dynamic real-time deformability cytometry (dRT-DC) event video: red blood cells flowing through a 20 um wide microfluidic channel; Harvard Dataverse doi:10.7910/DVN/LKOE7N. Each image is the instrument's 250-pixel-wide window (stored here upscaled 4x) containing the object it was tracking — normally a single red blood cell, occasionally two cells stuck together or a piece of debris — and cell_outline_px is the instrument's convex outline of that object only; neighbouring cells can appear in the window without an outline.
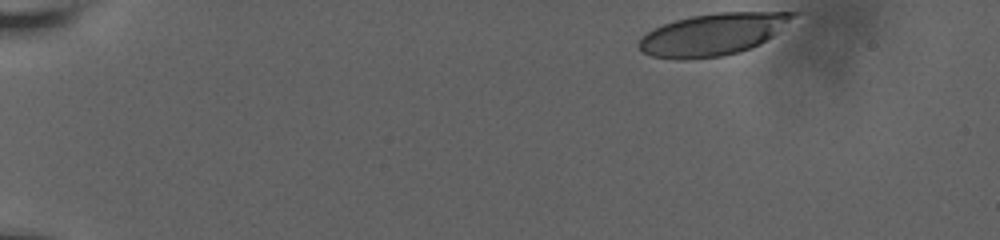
{"species": "human", "species_latin": "Homo sapiens", "temperature_condition": "room temperature", "stored_images_in_passage": 44, "camera_frame_rate_fps": 3000, "um_per_image_px": 0.085, "donor": {"sex": "male"}, "frame": {"image": 1, "passage_image": 1, "time_ms": 0.0, "image_size_px": [1000, 240], "cell_outline_px": [[800, 12], [796, 16], [772, 36], [760, 44], [752, 48], [740, 52], [720, 56], [684, 60], [680, 60], [652, 56], [644, 52], [636, 44], [648, 32], [664, 24], [676, 20], [692, 16], [716, 12]], "centroid_in_image_um": [60.61, 2.92], "position_along_channel_um": 24.4, "area_um2": 37.4}}
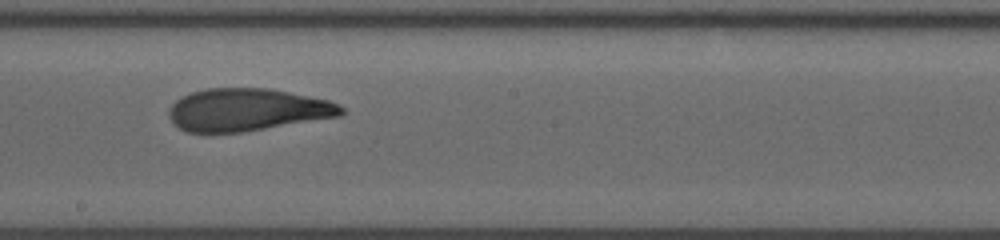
{"frame": {"image": 2, "passage_image": 28, "time_ms": 9.0, "image_size_px": [1000, 240], "cell_outline_px": [[344, 112], [340, 116], [240, 132], [188, 132], [180, 128], [168, 116], [168, 112], [172, 104], [176, 100], [192, 92], [208, 88], [268, 88], [328, 100], [340, 104], [344, 108]], "centroid_in_image_um": [21.02, 9.32], "position_along_channel_um": 227.2, "area_um2": 42.19}}
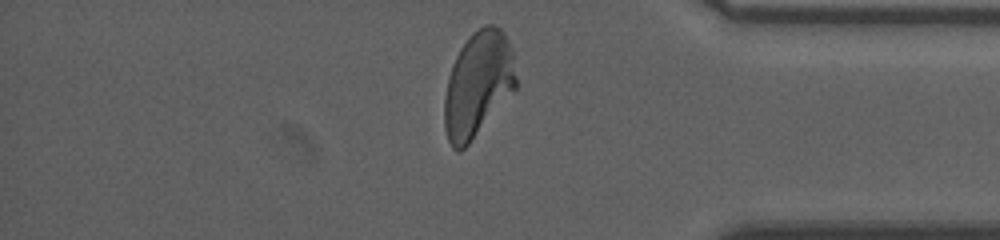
{"frame": {"image": 3, "passage_image": 43, "time_ms": 14.0, "image_size_px": [1000, 240], "cell_outline_px": [[516, 88], [468, 144], [460, 152], [456, 152], [452, 148], [448, 140], [444, 128], [444, 100], [448, 80], [452, 64], [460, 48], [472, 32], [484, 24], [492, 24], [500, 28], [504, 32], [512, 48], [516, 76]], "centroid_in_image_um": [40.62, 7.15], "position_along_channel_um": 394.6, "area_um2": 43.87}, "authors_computed_cell_mechanics": {"area_um2": 42.9454, "velocity_mm_per_s": 3.651, "shape_relaxation_time_tau1_ms": 6.9356, "shape_relaxation_time_tau2_ms": 1.3355, "deformation_change_tau1": 0.2366, "deformation_change_tau2": 0.0925}}